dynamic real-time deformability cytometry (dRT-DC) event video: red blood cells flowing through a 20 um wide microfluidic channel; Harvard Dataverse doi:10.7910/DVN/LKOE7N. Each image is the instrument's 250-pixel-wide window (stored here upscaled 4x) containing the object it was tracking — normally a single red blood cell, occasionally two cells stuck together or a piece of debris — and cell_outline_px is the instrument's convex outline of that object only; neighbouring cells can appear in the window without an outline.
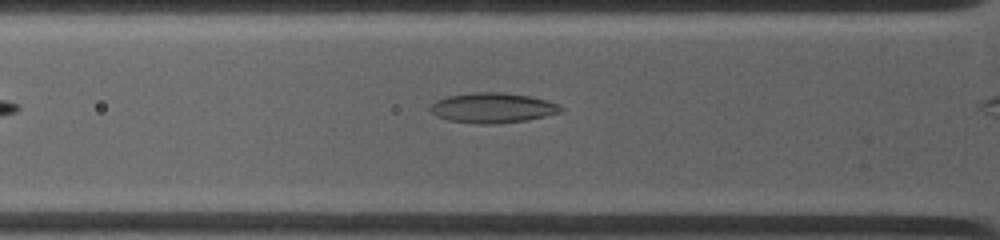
{"species": "common noctule bat (a hibernating species)", "species_latin": "Nyctalus noctula", "temperature_condition": "warm", "stored_images_in_passage": 6, "camera_frame_rate_fps": 4500, "um_per_image_px": 0.085, "animal": {"sex": "female", "body_mass_g": 19.0, "forearm_length_mm": 53.3}, "frame": {"image": 1, "passage_image": 5, "time_ms": 2.222, "image_size_px": [1000, 240], "cell_outline_px": [[564, 108], [560, 112], [544, 116], [524, 120], [492, 124], [476, 124], [448, 120], [436, 116], [428, 108], [436, 100], [448, 96], [472, 92], [504, 92], [528, 96], [548, 100]], "centroid_in_image_um": [41.83, 9.16], "position_along_channel_um": 84.0, "area_um2": 22.77}}